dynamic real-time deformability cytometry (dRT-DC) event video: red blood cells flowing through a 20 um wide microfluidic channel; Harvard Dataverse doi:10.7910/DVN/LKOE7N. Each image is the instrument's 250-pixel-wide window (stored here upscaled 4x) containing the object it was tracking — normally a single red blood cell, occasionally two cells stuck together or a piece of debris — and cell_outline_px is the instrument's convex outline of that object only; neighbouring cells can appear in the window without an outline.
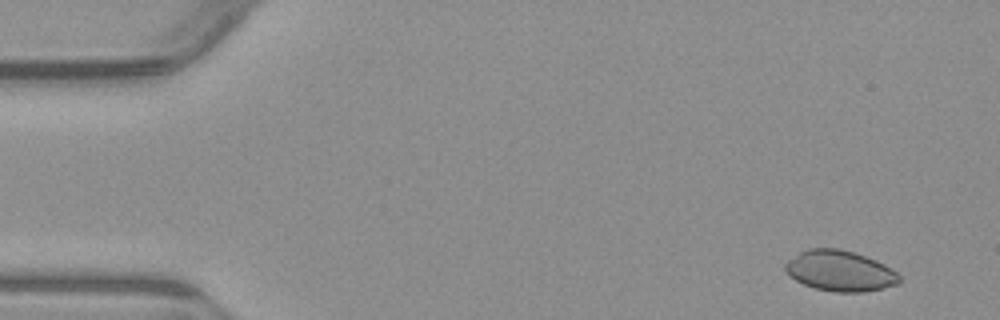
{"species": "common noctule bat (a hibernating species)", "species_latin": "Nyctalus noctula", "temperature_condition": "warm", "stored_images_in_passage": 4, "camera_frame_rate_fps": 3000, "um_per_image_px": 0.085, "animal": {"sex": "male", "body_mass_g": 23.1, "forearm_length_mm": 52.7}, "frame": {"image": 1, "passage_image": 1, "time_ms": 0.0, "image_size_px": [1000, 320], "cell_outline_px": [[900, 284], [860, 292], [836, 292], [816, 288], [804, 284], [788, 276], [784, 268], [784, 264], [788, 260], [800, 252], [808, 248], [840, 248], [876, 260], [884, 264], [896, 272], [900, 276]], "centroid_in_image_um": [71.38, 23.02], "position_along_channel_um": 13.6, "area_um2": 26.88}}